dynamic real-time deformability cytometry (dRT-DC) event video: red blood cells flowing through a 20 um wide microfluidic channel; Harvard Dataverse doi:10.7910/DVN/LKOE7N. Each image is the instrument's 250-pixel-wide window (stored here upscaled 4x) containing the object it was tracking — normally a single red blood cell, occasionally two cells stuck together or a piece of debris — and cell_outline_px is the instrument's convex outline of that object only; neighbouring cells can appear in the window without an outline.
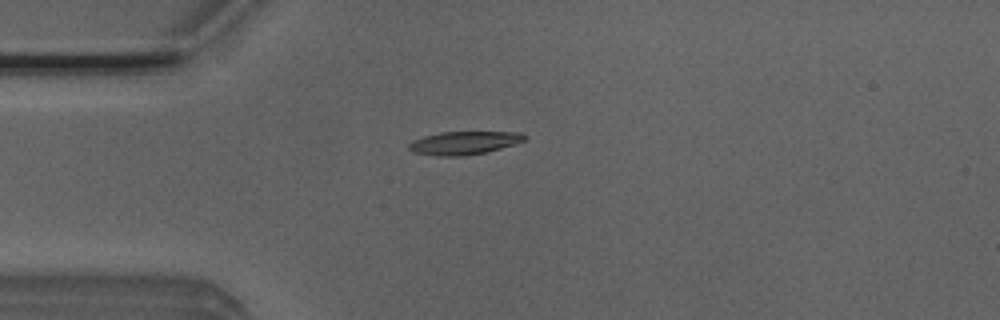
{"species": "Egyptian fruit bat (a non-hibernating species)", "species_latin": "Rousettus aegyptiacus", "temperature_condition": "room temperature", "stored_images_in_passage": 4, "camera_frame_rate_fps": 3000, "um_per_image_px": 0.085, "animal": {"sex": "male"}, "frame": {"image": 1, "passage_image": 3, "time_ms": 0.667, "image_size_px": [1000, 320], "cell_outline_px": [[528, 136], [524, 140], [488, 152], [464, 156], [440, 156], [412, 152], [408, 148], [408, 144], [412, 140], [424, 136], [440, 132], [520, 132]], "centroid_in_image_um": [39.41, 12.15], "position_along_channel_um": 45.6, "area_um2": 15.61}}